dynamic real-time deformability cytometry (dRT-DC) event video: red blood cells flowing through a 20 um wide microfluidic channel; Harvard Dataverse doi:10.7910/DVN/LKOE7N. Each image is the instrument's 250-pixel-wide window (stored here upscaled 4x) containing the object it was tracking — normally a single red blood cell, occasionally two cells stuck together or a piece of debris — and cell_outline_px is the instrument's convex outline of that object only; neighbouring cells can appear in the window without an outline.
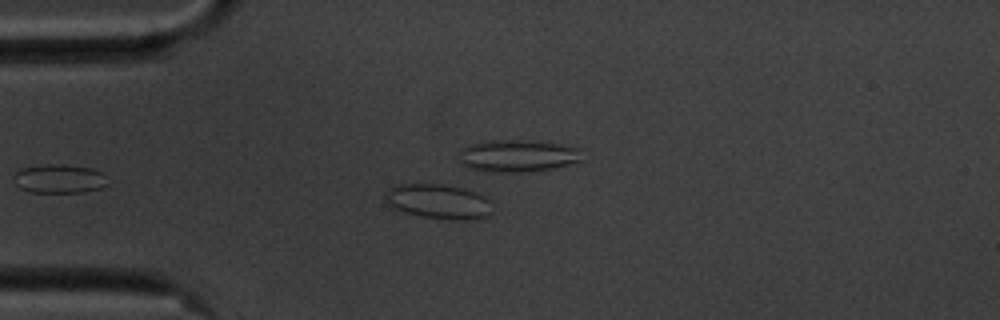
{"species": "common noctule bat (a hibernating species)", "species_latin": "Nyctalus noctula", "temperature_condition": "cold", "stored_images_in_passage": 47, "camera_frame_rate_fps": 3000, "um_per_image_px": 0.085, "animal": {"sex": "male", "body_mass_g": 20.1, "forearm_length_mm": 53.5}, "frame": {"image": 1, "passage_image": 8, "time_ms": 2.333, "image_size_px": [1000, 320], "cell_outline_px": [[488, 212], [484, 216], [472, 220], [452, 220], [420, 216], [404, 212], [392, 208], [384, 200], [384, 192], [392, 184], [444, 184], [464, 188], [476, 192], [484, 196], [488, 200]], "centroid_in_image_um": [37.15, 17.11], "position_along_channel_um": 47.9, "area_um2": 21.73}}
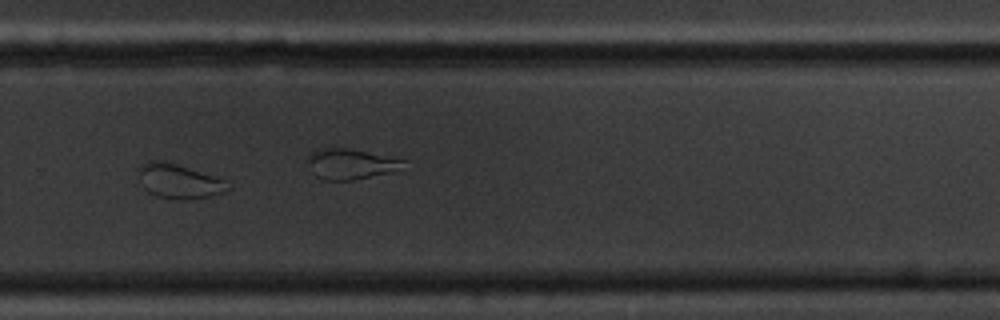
{"frame": {"image": 2, "passage_image": 32, "time_ms": 10.333, "image_size_px": [1000, 320], "cell_outline_px": [[232, 188], [224, 192], [212, 196], [184, 200], [180, 200], [156, 196], [148, 192], [144, 188], [136, 172], [136, 168], [140, 164], [148, 160], [160, 160], [176, 164], [224, 180]], "centroid_in_image_um": [15.15, 15.41], "position_along_channel_um": 314.7, "area_um2": 18.03}}
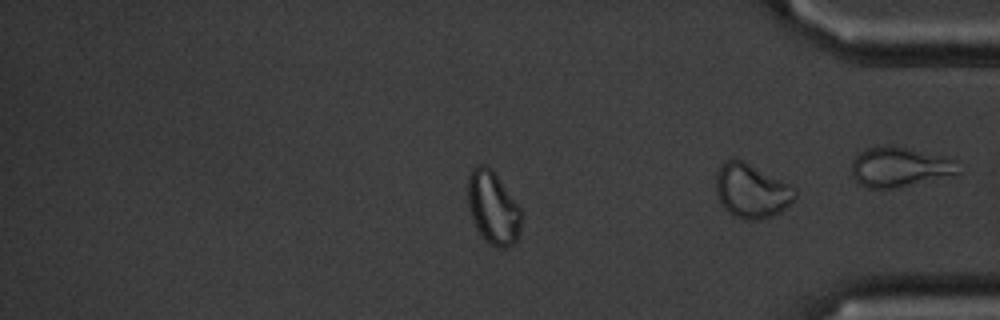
{"frame": {"image": 3, "passage_image": 37, "time_ms": 12.0, "image_size_px": [1000, 320], "cell_outline_px": [[520, 228], [516, 240], [508, 248], [496, 248], [484, 240], [476, 228], [468, 208], [468, 176], [472, 168], [476, 164], [488, 164], [520, 208]], "centroid_in_image_um": [41.87, 17.66], "position_along_channel_um": 393.3, "area_um2": 22.66}, "authors_computed_cell_mechanics": {"area_um2": 19.1318, "velocity_mm_per_s": 3.5117, "shape_relaxation_time_tau1_ms": null, "shape_relaxation_time_tau2_ms": 1.9498, "deformation_change_tau1": null, "deformation_change_tau2": 0.0454}}